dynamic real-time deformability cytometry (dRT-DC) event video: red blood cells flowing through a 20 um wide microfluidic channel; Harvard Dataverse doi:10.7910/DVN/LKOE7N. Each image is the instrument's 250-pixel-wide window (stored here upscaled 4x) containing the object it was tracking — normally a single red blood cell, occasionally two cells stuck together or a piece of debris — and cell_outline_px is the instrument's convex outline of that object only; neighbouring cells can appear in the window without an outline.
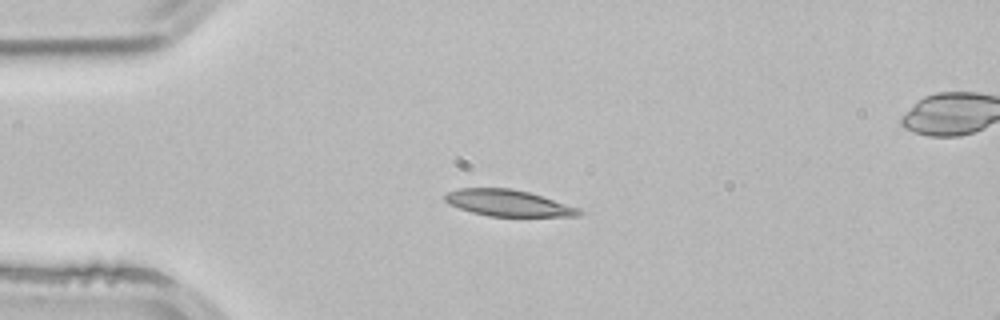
{"species": "common noctule bat (a hibernating species)", "species_latin": "Nyctalus noctula", "temperature_condition": "room temperature", "stored_images_in_passage": 42, "camera_frame_rate_fps": 3000, "um_per_image_px": 0.085, "animal": {"sex": "male", "body_mass_g": 21.5, "forearm_length_mm": 52.0}, "frame": {"image": 1, "passage_image": 1, "time_ms": 0.0, "image_size_px": [1000, 320], "cell_outline_px": [[584, 212], [580, 216], [488, 216], [472, 212], [448, 204], [444, 200], [444, 196], [448, 192], [460, 188], [512, 188], [528, 192], [580, 208]], "centroid_in_image_um": [43.2, 17.26], "position_along_channel_um": 41.8, "area_um2": 20.52}}
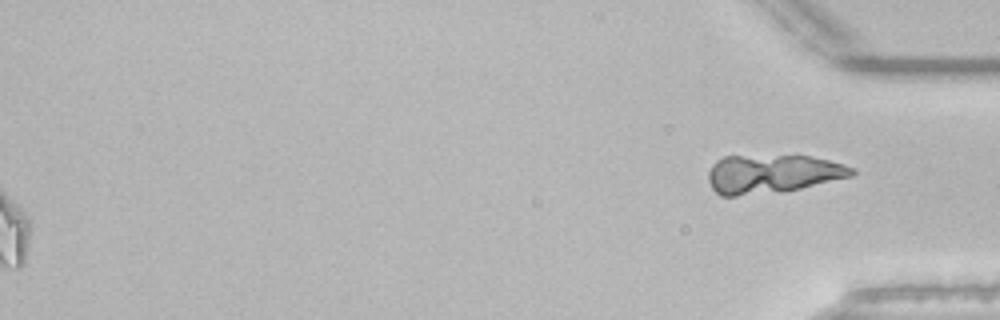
{"frame": {"image": 2, "passage_image": 42, "time_ms": 13.667, "image_size_px": [1000, 320], "cell_outline_px": [[856, 172], [852, 176], [784, 192], [736, 196], [720, 196], [712, 188], [708, 180], [708, 172], [712, 164], [716, 160], [724, 156], [808, 156], [828, 160], [844, 164], [852, 168]], "centroid_in_image_um": [65.62, 14.79], "position_along_channel_um": 369.6, "area_um2": 32.37}, "authors_computed_cell_mechanics": {"area_um2": 20.519, "velocity_mm_per_s": 3.8633, "shape_relaxation_time_tau1_ms": null, "shape_relaxation_time_tau2_ms": 6.6069, "deformation_change_tau1": null, "deformation_change_tau2": 0.1279}}